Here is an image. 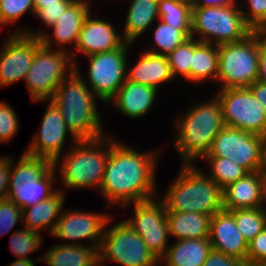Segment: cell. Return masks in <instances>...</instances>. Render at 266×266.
I'll return each instance as SVG.
<instances>
[{"mask_svg":"<svg viewBox=\"0 0 266 266\" xmlns=\"http://www.w3.org/2000/svg\"><path fill=\"white\" fill-rule=\"evenodd\" d=\"M203 266H248L246 261L212 250Z\"/></svg>","mask_w":266,"mask_h":266,"instance_id":"cell-42","label":"cell"},{"mask_svg":"<svg viewBox=\"0 0 266 266\" xmlns=\"http://www.w3.org/2000/svg\"><path fill=\"white\" fill-rule=\"evenodd\" d=\"M203 160L210 164L207 174L223 190L231 183L245 177L249 172L244 168L224 157H204Z\"/></svg>","mask_w":266,"mask_h":266,"instance_id":"cell-31","label":"cell"},{"mask_svg":"<svg viewBox=\"0 0 266 266\" xmlns=\"http://www.w3.org/2000/svg\"><path fill=\"white\" fill-rule=\"evenodd\" d=\"M131 45L132 43L125 42L114 51L87 56L90 60L87 84L103 104H109L127 79V51Z\"/></svg>","mask_w":266,"mask_h":266,"instance_id":"cell-13","label":"cell"},{"mask_svg":"<svg viewBox=\"0 0 266 266\" xmlns=\"http://www.w3.org/2000/svg\"><path fill=\"white\" fill-rule=\"evenodd\" d=\"M47 105L40 129L32 139V142L25 149V153L32 156L43 157L54 162L58 157L62 156V147L66 143V137L69 133L71 142L75 143L78 139L68 129L65 120L58 107L50 100Z\"/></svg>","mask_w":266,"mask_h":266,"instance_id":"cell-18","label":"cell"},{"mask_svg":"<svg viewBox=\"0 0 266 266\" xmlns=\"http://www.w3.org/2000/svg\"><path fill=\"white\" fill-rule=\"evenodd\" d=\"M13 163L11 156L7 198L21 209L49 198L58 190L53 188L58 175L51 160L24 152L16 165Z\"/></svg>","mask_w":266,"mask_h":266,"instance_id":"cell-6","label":"cell"},{"mask_svg":"<svg viewBox=\"0 0 266 266\" xmlns=\"http://www.w3.org/2000/svg\"><path fill=\"white\" fill-rule=\"evenodd\" d=\"M111 137V148L99 192L111 206L128 207L157 198L156 171L159 151L142 152ZM132 203V204H131Z\"/></svg>","mask_w":266,"mask_h":266,"instance_id":"cell-1","label":"cell"},{"mask_svg":"<svg viewBox=\"0 0 266 266\" xmlns=\"http://www.w3.org/2000/svg\"><path fill=\"white\" fill-rule=\"evenodd\" d=\"M189 106L188 111L178 116L175 122L174 148H176L182 164H196L210 150L214 138L225 127L222 108L214 95L209 101ZM181 117V118H180Z\"/></svg>","mask_w":266,"mask_h":266,"instance_id":"cell-2","label":"cell"},{"mask_svg":"<svg viewBox=\"0 0 266 266\" xmlns=\"http://www.w3.org/2000/svg\"><path fill=\"white\" fill-rule=\"evenodd\" d=\"M258 65L259 76L257 80L266 83V45L262 43L261 39Z\"/></svg>","mask_w":266,"mask_h":266,"instance_id":"cell-45","label":"cell"},{"mask_svg":"<svg viewBox=\"0 0 266 266\" xmlns=\"http://www.w3.org/2000/svg\"><path fill=\"white\" fill-rule=\"evenodd\" d=\"M266 112V83L259 80L248 87Z\"/></svg>","mask_w":266,"mask_h":266,"instance_id":"cell-44","label":"cell"},{"mask_svg":"<svg viewBox=\"0 0 266 266\" xmlns=\"http://www.w3.org/2000/svg\"><path fill=\"white\" fill-rule=\"evenodd\" d=\"M178 177L161 196L167 212H196L212 216L223 209L220 186L196 164H181Z\"/></svg>","mask_w":266,"mask_h":266,"instance_id":"cell-5","label":"cell"},{"mask_svg":"<svg viewBox=\"0 0 266 266\" xmlns=\"http://www.w3.org/2000/svg\"><path fill=\"white\" fill-rule=\"evenodd\" d=\"M255 32L259 35L262 43L266 45V23L262 24Z\"/></svg>","mask_w":266,"mask_h":266,"instance_id":"cell-50","label":"cell"},{"mask_svg":"<svg viewBox=\"0 0 266 266\" xmlns=\"http://www.w3.org/2000/svg\"><path fill=\"white\" fill-rule=\"evenodd\" d=\"M218 75V45L200 42L193 38L192 64L190 65V82H203Z\"/></svg>","mask_w":266,"mask_h":266,"instance_id":"cell-29","label":"cell"},{"mask_svg":"<svg viewBox=\"0 0 266 266\" xmlns=\"http://www.w3.org/2000/svg\"><path fill=\"white\" fill-rule=\"evenodd\" d=\"M225 126L266 137V112L248 87L218 89Z\"/></svg>","mask_w":266,"mask_h":266,"instance_id":"cell-12","label":"cell"},{"mask_svg":"<svg viewBox=\"0 0 266 266\" xmlns=\"http://www.w3.org/2000/svg\"><path fill=\"white\" fill-rule=\"evenodd\" d=\"M134 214L124 221L142 238L148 249L161 259L169 243L167 209L158 196L149 200L133 203Z\"/></svg>","mask_w":266,"mask_h":266,"instance_id":"cell-14","label":"cell"},{"mask_svg":"<svg viewBox=\"0 0 266 266\" xmlns=\"http://www.w3.org/2000/svg\"><path fill=\"white\" fill-rule=\"evenodd\" d=\"M33 259H15L9 266H36Z\"/></svg>","mask_w":266,"mask_h":266,"instance_id":"cell-49","label":"cell"},{"mask_svg":"<svg viewBox=\"0 0 266 266\" xmlns=\"http://www.w3.org/2000/svg\"><path fill=\"white\" fill-rule=\"evenodd\" d=\"M211 251L209 237L176 240L169 245L165 255L160 259V266H203Z\"/></svg>","mask_w":266,"mask_h":266,"instance_id":"cell-25","label":"cell"},{"mask_svg":"<svg viewBox=\"0 0 266 266\" xmlns=\"http://www.w3.org/2000/svg\"><path fill=\"white\" fill-rule=\"evenodd\" d=\"M68 50L50 49L41 45L24 79L32 101L50 100L57 87L74 70L75 64Z\"/></svg>","mask_w":266,"mask_h":266,"instance_id":"cell-9","label":"cell"},{"mask_svg":"<svg viewBox=\"0 0 266 266\" xmlns=\"http://www.w3.org/2000/svg\"><path fill=\"white\" fill-rule=\"evenodd\" d=\"M252 32L243 19L241 7L192 8L191 37L200 42L213 45L234 43L244 40Z\"/></svg>","mask_w":266,"mask_h":266,"instance_id":"cell-7","label":"cell"},{"mask_svg":"<svg viewBox=\"0 0 266 266\" xmlns=\"http://www.w3.org/2000/svg\"><path fill=\"white\" fill-rule=\"evenodd\" d=\"M90 4L87 0H75L59 17V19L50 27L53 30L51 34H47L46 31L27 30L26 28H17L12 33H24L31 37L40 38L41 44L44 47L53 49L55 43L60 50H68L71 48L74 50L79 33L82 29L85 18L89 15ZM69 44V48L66 46ZM73 45V47H72Z\"/></svg>","mask_w":266,"mask_h":266,"instance_id":"cell-17","label":"cell"},{"mask_svg":"<svg viewBox=\"0 0 266 266\" xmlns=\"http://www.w3.org/2000/svg\"><path fill=\"white\" fill-rule=\"evenodd\" d=\"M260 37L253 31L244 40L218 45L219 89L249 87L259 76Z\"/></svg>","mask_w":266,"mask_h":266,"instance_id":"cell-8","label":"cell"},{"mask_svg":"<svg viewBox=\"0 0 266 266\" xmlns=\"http://www.w3.org/2000/svg\"><path fill=\"white\" fill-rule=\"evenodd\" d=\"M205 157H224L249 173L266 166V137L225 126L214 138Z\"/></svg>","mask_w":266,"mask_h":266,"instance_id":"cell-11","label":"cell"},{"mask_svg":"<svg viewBox=\"0 0 266 266\" xmlns=\"http://www.w3.org/2000/svg\"><path fill=\"white\" fill-rule=\"evenodd\" d=\"M112 219L113 217L109 213L102 214L80 210L64 211L51 236L61 240H69L68 243H61L66 245H80L81 242L78 243V240H90V245L99 250L106 226L108 223L111 224Z\"/></svg>","mask_w":266,"mask_h":266,"instance_id":"cell-16","label":"cell"},{"mask_svg":"<svg viewBox=\"0 0 266 266\" xmlns=\"http://www.w3.org/2000/svg\"><path fill=\"white\" fill-rule=\"evenodd\" d=\"M248 266L266 265V228L248 243Z\"/></svg>","mask_w":266,"mask_h":266,"instance_id":"cell-40","label":"cell"},{"mask_svg":"<svg viewBox=\"0 0 266 266\" xmlns=\"http://www.w3.org/2000/svg\"><path fill=\"white\" fill-rule=\"evenodd\" d=\"M19 122L14 108L0 101V143L9 142L18 133Z\"/></svg>","mask_w":266,"mask_h":266,"instance_id":"cell-37","label":"cell"},{"mask_svg":"<svg viewBox=\"0 0 266 266\" xmlns=\"http://www.w3.org/2000/svg\"><path fill=\"white\" fill-rule=\"evenodd\" d=\"M75 0H33L34 11L36 12L43 6L59 5V2H74Z\"/></svg>","mask_w":266,"mask_h":266,"instance_id":"cell-48","label":"cell"},{"mask_svg":"<svg viewBox=\"0 0 266 266\" xmlns=\"http://www.w3.org/2000/svg\"><path fill=\"white\" fill-rule=\"evenodd\" d=\"M6 38L0 48V87L24 80L42 45L40 38L24 33H11Z\"/></svg>","mask_w":266,"mask_h":266,"instance_id":"cell-15","label":"cell"},{"mask_svg":"<svg viewBox=\"0 0 266 266\" xmlns=\"http://www.w3.org/2000/svg\"><path fill=\"white\" fill-rule=\"evenodd\" d=\"M237 0H199L196 7L233 6L237 7Z\"/></svg>","mask_w":266,"mask_h":266,"instance_id":"cell-46","label":"cell"},{"mask_svg":"<svg viewBox=\"0 0 266 266\" xmlns=\"http://www.w3.org/2000/svg\"><path fill=\"white\" fill-rule=\"evenodd\" d=\"M158 15L174 28H191L192 9L178 0H158Z\"/></svg>","mask_w":266,"mask_h":266,"instance_id":"cell-33","label":"cell"},{"mask_svg":"<svg viewBox=\"0 0 266 266\" xmlns=\"http://www.w3.org/2000/svg\"><path fill=\"white\" fill-rule=\"evenodd\" d=\"M159 19L158 0H131L124 23L123 39L134 44Z\"/></svg>","mask_w":266,"mask_h":266,"instance_id":"cell-27","label":"cell"},{"mask_svg":"<svg viewBox=\"0 0 266 266\" xmlns=\"http://www.w3.org/2000/svg\"><path fill=\"white\" fill-rule=\"evenodd\" d=\"M158 22L159 24L154 28L153 34V49H155H145L144 51L146 52L167 56L176 47L191 37V28H174L160 19Z\"/></svg>","mask_w":266,"mask_h":266,"instance_id":"cell-30","label":"cell"},{"mask_svg":"<svg viewBox=\"0 0 266 266\" xmlns=\"http://www.w3.org/2000/svg\"><path fill=\"white\" fill-rule=\"evenodd\" d=\"M212 216L196 212H167L169 235L175 240L209 237Z\"/></svg>","mask_w":266,"mask_h":266,"instance_id":"cell-28","label":"cell"},{"mask_svg":"<svg viewBox=\"0 0 266 266\" xmlns=\"http://www.w3.org/2000/svg\"><path fill=\"white\" fill-rule=\"evenodd\" d=\"M95 266H103V265H101V264L98 262Z\"/></svg>","mask_w":266,"mask_h":266,"instance_id":"cell-52","label":"cell"},{"mask_svg":"<svg viewBox=\"0 0 266 266\" xmlns=\"http://www.w3.org/2000/svg\"><path fill=\"white\" fill-rule=\"evenodd\" d=\"M154 87L125 80L116 95L109 101L123 115L139 119L148 114L158 97Z\"/></svg>","mask_w":266,"mask_h":266,"instance_id":"cell-21","label":"cell"},{"mask_svg":"<svg viewBox=\"0 0 266 266\" xmlns=\"http://www.w3.org/2000/svg\"><path fill=\"white\" fill-rule=\"evenodd\" d=\"M40 233L24 228L11 234L9 248L17 259H31L28 255L42 248L43 238Z\"/></svg>","mask_w":266,"mask_h":266,"instance_id":"cell-34","label":"cell"},{"mask_svg":"<svg viewBox=\"0 0 266 266\" xmlns=\"http://www.w3.org/2000/svg\"><path fill=\"white\" fill-rule=\"evenodd\" d=\"M209 239L212 250L246 261L248 243L236 227L234 210L212 215Z\"/></svg>","mask_w":266,"mask_h":266,"instance_id":"cell-20","label":"cell"},{"mask_svg":"<svg viewBox=\"0 0 266 266\" xmlns=\"http://www.w3.org/2000/svg\"><path fill=\"white\" fill-rule=\"evenodd\" d=\"M22 209L8 198L0 200V237L22 221Z\"/></svg>","mask_w":266,"mask_h":266,"instance_id":"cell-38","label":"cell"},{"mask_svg":"<svg viewBox=\"0 0 266 266\" xmlns=\"http://www.w3.org/2000/svg\"><path fill=\"white\" fill-rule=\"evenodd\" d=\"M193 55V37L187 39L184 43L176 47L167 55L170 69L174 79L176 76H182L190 81V65Z\"/></svg>","mask_w":266,"mask_h":266,"instance_id":"cell-35","label":"cell"},{"mask_svg":"<svg viewBox=\"0 0 266 266\" xmlns=\"http://www.w3.org/2000/svg\"><path fill=\"white\" fill-rule=\"evenodd\" d=\"M234 218L247 243L266 228V213L261 208L234 210Z\"/></svg>","mask_w":266,"mask_h":266,"instance_id":"cell-32","label":"cell"},{"mask_svg":"<svg viewBox=\"0 0 266 266\" xmlns=\"http://www.w3.org/2000/svg\"><path fill=\"white\" fill-rule=\"evenodd\" d=\"M222 195L225 210L260 208L261 170L248 173L231 183L222 190Z\"/></svg>","mask_w":266,"mask_h":266,"instance_id":"cell-23","label":"cell"},{"mask_svg":"<svg viewBox=\"0 0 266 266\" xmlns=\"http://www.w3.org/2000/svg\"><path fill=\"white\" fill-rule=\"evenodd\" d=\"M79 70L77 63L50 101L58 107L68 129L78 140L96 139L106 135L96 105V99H100L91 91Z\"/></svg>","mask_w":266,"mask_h":266,"instance_id":"cell-3","label":"cell"},{"mask_svg":"<svg viewBox=\"0 0 266 266\" xmlns=\"http://www.w3.org/2000/svg\"><path fill=\"white\" fill-rule=\"evenodd\" d=\"M260 208L266 213V166L261 169V205H260Z\"/></svg>","mask_w":266,"mask_h":266,"instance_id":"cell-47","label":"cell"},{"mask_svg":"<svg viewBox=\"0 0 266 266\" xmlns=\"http://www.w3.org/2000/svg\"><path fill=\"white\" fill-rule=\"evenodd\" d=\"M116 31L112 23L102 18H92L90 12L85 18L74 51H70L74 64H77L79 53L87 57L119 49L126 41L120 32Z\"/></svg>","mask_w":266,"mask_h":266,"instance_id":"cell-19","label":"cell"},{"mask_svg":"<svg viewBox=\"0 0 266 266\" xmlns=\"http://www.w3.org/2000/svg\"><path fill=\"white\" fill-rule=\"evenodd\" d=\"M64 190L58 189L49 198L38 202L35 205L22 209V221H24V228L40 232L48 229L49 235H52L57 221L63 212V205L65 203Z\"/></svg>","mask_w":266,"mask_h":266,"instance_id":"cell-24","label":"cell"},{"mask_svg":"<svg viewBox=\"0 0 266 266\" xmlns=\"http://www.w3.org/2000/svg\"><path fill=\"white\" fill-rule=\"evenodd\" d=\"M181 3H184L185 5L189 6L191 9L196 7L199 0H178Z\"/></svg>","mask_w":266,"mask_h":266,"instance_id":"cell-51","label":"cell"},{"mask_svg":"<svg viewBox=\"0 0 266 266\" xmlns=\"http://www.w3.org/2000/svg\"><path fill=\"white\" fill-rule=\"evenodd\" d=\"M72 3L73 2H59V5L43 6V8H39L35 12L34 16L36 15V17L42 21V25L48 26L49 28Z\"/></svg>","mask_w":266,"mask_h":266,"instance_id":"cell-41","label":"cell"},{"mask_svg":"<svg viewBox=\"0 0 266 266\" xmlns=\"http://www.w3.org/2000/svg\"><path fill=\"white\" fill-rule=\"evenodd\" d=\"M11 173V157L0 158V200L8 196L9 180Z\"/></svg>","mask_w":266,"mask_h":266,"instance_id":"cell-43","label":"cell"},{"mask_svg":"<svg viewBox=\"0 0 266 266\" xmlns=\"http://www.w3.org/2000/svg\"><path fill=\"white\" fill-rule=\"evenodd\" d=\"M126 75L127 80L154 87L158 91L162 84L174 79L167 56L146 51L141 53L132 68L127 65Z\"/></svg>","mask_w":266,"mask_h":266,"instance_id":"cell-22","label":"cell"},{"mask_svg":"<svg viewBox=\"0 0 266 266\" xmlns=\"http://www.w3.org/2000/svg\"><path fill=\"white\" fill-rule=\"evenodd\" d=\"M28 11L35 14L33 0H0V24L15 23Z\"/></svg>","mask_w":266,"mask_h":266,"instance_id":"cell-36","label":"cell"},{"mask_svg":"<svg viewBox=\"0 0 266 266\" xmlns=\"http://www.w3.org/2000/svg\"><path fill=\"white\" fill-rule=\"evenodd\" d=\"M110 227L106 226L98 250L101 265L110 260L122 266H160V259L128 223L121 220Z\"/></svg>","mask_w":266,"mask_h":266,"instance_id":"cell-10","label":"cell"},{"mask_svg":"<svg viewBox=\"0 0 266 266\" xmlns=\"http://www.w3.org/2000/svg\"><path fill=\"white\" fill-rule=\"evenodd\" d=\"M41 256L37 261L48 266H95L99 262L98 249L84 244H55Z\"/></svg>","mask_w":266,"mask_h":266,"instance_id":"cell-26","label":"cell"},{"mask_svg":"<svg viewBox=\"0 0 266 266\" xmlns=\"http://www.w3.org/2000/svg\"><path fill=\"white\" fill-rule=\"evenodd\" d=\"M107 137L104 135L96 139L77 140L71 143L73 148H68L64 157H58L53 162L57 170L60 167L57 172H60V183H63L64 189H100L111 148V138Z\"/></svg>","mask_w":266,"mask_h":266,"instance_id":"cell-4","label":"cell"},{"mask_svg":"<svg viewBox=\"0 0 266 266\" xmlns=\"http://www.w3.org/2000/svg\"><path fill=\"white\" fill-rule=\"evenodd\" d=\"M248 12L241 7V13L245 23L256 31L262 24L266 23V0H247Z\"/></svg>","mask_w":266,"mask_h":266,"instance_id":"cell-39","label":"cell"}]
</instances>
